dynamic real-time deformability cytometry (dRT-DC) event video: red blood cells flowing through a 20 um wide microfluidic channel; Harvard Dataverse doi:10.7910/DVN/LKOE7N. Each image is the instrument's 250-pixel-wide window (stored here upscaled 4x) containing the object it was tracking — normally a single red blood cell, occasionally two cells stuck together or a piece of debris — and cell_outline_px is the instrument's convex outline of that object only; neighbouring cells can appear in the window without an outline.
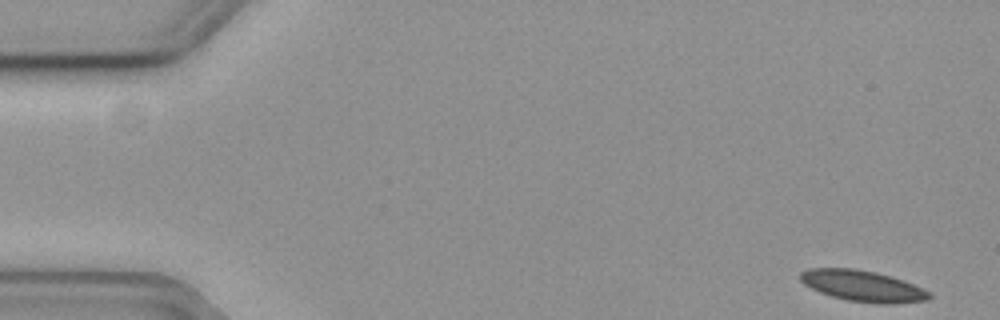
{"species": "common noctule bat (a hibernating species)", "species_latin": "Nyctalus noctula", "temperature_condition": "cold", "stored_images_in_passage": 53, "camera_frame_rate_fps": 3000, "um_per_image_px": 0.085, "animal": {"sex": "female", "body_mass_g": 19.3, "forearm_length_mm": 54.1}, "frame": {"image": 1, "passage_image": 1, "time_ms": 0.0, "image_size_px": [1000, 320], "cell_outline_px": [[932, 296], [928, 300], [892, 304], [880, 304], [848, 300], [832, 296], [820, 292], [804, 284], [800, 280], [800, 272], [808, 268], [852, 268], [876, 272], [904, 280], [932, 292]], "centroid_in_image_um": [73.36, 24.3], "position_along_channel_um": 11.6, "area_um2": 23.41}}
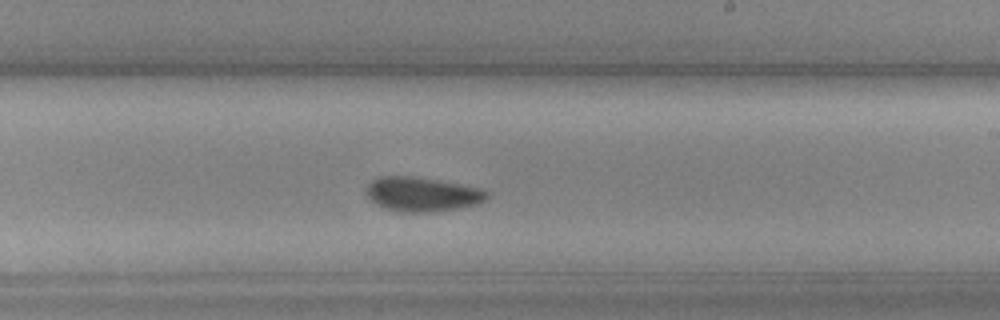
{"frame": {"image": 2, "passage_image": 32, "time_ms": 10.333, "image_size_px": [1000, 320], "cell_outline_px": [[488, 196], [484, 200], [476, 204], [456, 208], [428, 212], [400, 212], [376, 204], [368, 196], [364, 188], [372, 180], [380, 176], [412, 176], [440, 180], [480, 188], [488, 192]], "centroid_in_image_um": [35.85, 16.49], "position_along_channel_um": 253.1, "area_um2": 23.93}}
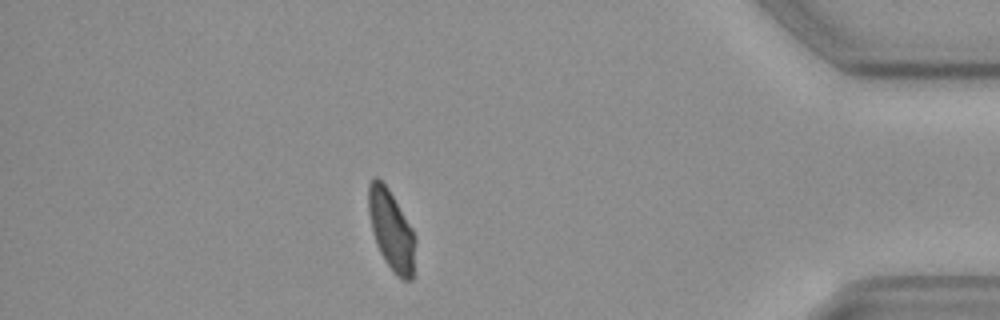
{"frame": {"image": 3, "passage_image": 48, "time_ms": 15.667, "image_size_px": [1000, 320], "cell_outline_px": [[416, 244], [412, 280], [400, 280], [396, 276], [384, 260], [376, 244], [372, 232], [368, 212], [368, 184], [376, 176], [388, 188], [412, 228], [416, 236]], "centroid_in_image_um": [33.26, 19.6], "position_along_channel_um": 401.9, "area_um2": 22.02}, "authors_computed_cell_mechanics": {"area_um2": 23.4668, "velocity_mm_per_s": 3.6412, "shape_relaxation_time_tau1_ms": 4.5559, "shape_relaxation_time_tau2_ms": 3.1376, "deformation_change_tau1": 0.0981, "deformation_change_tau2": 0.0718}}